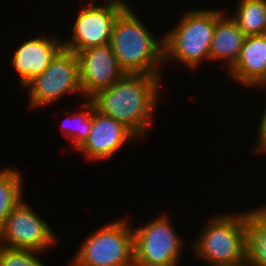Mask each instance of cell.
Returning <instances> with one entry per match:
<instances>
[{
  "label": "cell",
  "mask_w": 266,
  "mask_h": 266,
  "mask_svg": "<svg viewBox=\"0 0 266 266\" xmlns=\"http://www.w3.org/2000/svg\"><path fill=\"white\" fill-rule=\"evenodd\" d=\"M130 6L118 15L114 23L110 42L113 54L126 74L160 76L166 65L164 35L157 39Z\"/></svg>",
  "instance_id": "obj_2"
},
{
  "label": "cell",
  "mask_w": 266,
  "mask_h": 266,
  "mask_svg": "<svg viewBox=\"0 0 266 266\" xmlns=\"http://www.w3.org/2000/svg\"><path fill=\"white\" fill-rule=\"evenodd\" d=\"M263 112L261 117H260V121H259V125L257 128V135H256V141H255V147L253 149L254 153H259V155H264L266 154V103H265V107L264 110L261 111Z\"/></svg>",
  "instance_id": "obj_20"
},
{
  "label": "cell",
  "mask_w": 266,
  "mask_h": 266,
  "mask_svg": "<svg viewBox=\"0 0 266 266\" xmlns=\"http://www.w3.org/2000/svg\"><path fill=\"white\" fill-rule=\"evenodd\" d=\"M213 216L200 228V234L189 245L193 257L202 260L207 266L233 265L246 261L245 212H223Z\"/></svg>",
  "instance_id": "obj_4"
},
{
  "label": "cell",
  "mask_w": 266,
  "mask_h": 266,
  "mask_svg": "<svg viewBox=\"0 0 266 266\" xmlns=\"http://www.w3.org/2000/svg\"><path fill=\"white\" fill-rule=\"evenodd\" d=\"M230 17L246 35L266 34V0H238Z\"/></svg>",
  "instance_id": "obj_16"
},
{
  "label": "cell",
  "mask_w": 266,
  "mask_h": 266,
  "mask_svg": "<svg viewBox=\"0 0 266 266\" xmlns=\"http://www.w3.org/2000/svg\"><path fill=\"white\" fill-rule=\"evenodd\" d=\"M215 266H250V265L247 263V261H244L233 265H215Z\"/></svg>",
  "instance_id": "obj_22"
},
{
  "label": "cell",
  "mask_w": 266,
  "mask_h": 266,
  "mask_svg": "<svg viewBox=\"0 0 266 266\" xmlns=\"http://www.w3.org/2000/svg\"><path fill=\"white\" fill-rule=\"evenodd\" d=\"M139 138L123 123L97 111L93 104L92 126L88 137L76 149L90 161L109 160L127 142Z\"/></svg>",
  "instance_id": "obj_10"
},
{
  "label": "cell",
  "mask_w": 266,
  "mask_h": 266,
  "mask_svg": "<svg viewBox=\"0 0 266 266\" xmlns=\"http://www.w3.org/2000/svg\"><path fill=\"white\" fill-rule=\"evenodd\" d=\"M246 261L250 266H266V209L245 211Z\"/></svg>",
  "instance_id": "obj_15"
},
{
  "label": "cell",
  "mask_w": 266,
  "mask_h": 266,
  "mask_svg": "<svg viewBox=\"0 0 266 266\" xmlns=\"http://www.w3.org/2000/svg\"><path fill=\"white\" fill-rule=\"evenodd\" d=\"M224 10L191 8L182 12L175 26L164 34V62L177 61L194 72L210 61L215 23Z\"/></svg>",
  "instance_id": "obj_3"
},
{
  "label": "cell",
  "mask_w": 266,
  "mask_h": 266,
  "mask_svg": "<svg viewBox=\"0 0 266 266\" xmlns=\"http://www.w3.org/2000/svg\"><path fill=\"white\" fill-rule=\"evenodd\" d=\"M115 219L86 236L69 266H134L133 227Z\"/></svg>",
  "instance_id": "obj_5"
},
{
  "label": "cell",
  "mask_w": 266,
  "mask_h": 266,
  "mask_svg": "<svg viewBox=\"0 0 266 266\" xmlns=\"http://www.w3.org/2000/svg\"><path fill=\"white\" fill-rule=\"evenodd\" d=\"M87 4L81 6L75 17L71 39L62 40L64 49L75 54L92 47L110 44L114 23L118 15L129 5L126 1H104L97 4L91 0Z\"/></svg>",
  "instance_id": "obj_8"
},
{
  "label": "cell",
  "mask_w": 266,
  "mask_h": 266,
  "mask_svg": "<svg viewBox=\"0 0 266 266\" xmlns=\"http://www.w3.org/2000/svg\"><path fill=\"white\" fill-rule=\"evenodd\" d=\"M42 254L43 252L0 246V266H47L40 259Z\"/></svg>",
  "instance_id": "obj_19"
},
{
  "label": "cell",
  "mask_w": 266,
  "mask_h": 266,
  "mask_svg": "<svg viewBox=\"0 0 266 266\" xmlns=\"http://www.w3.org/2000/svg\"><path fill=\"white\" fill-rule=\"evenodd\" d=\"M227 73L236 83L253 89L266 74V34L246 36L236 63Z\"/></svg>",
  "instance_id": "obj_13"
},
{
  "label": "cell",
  "mask_w": 266,
  "mask_h": 266,
  "mask_svg": "<svg viewBox=\"0 0 266 266\" xmlns=\"http://www.w3.org/2000/svg\"><path fill=\"white\" fill-rule=\"evenodd\" d=\"M79 112H65V122L61 124L63 136L71 141L72 149H76L88 137L92 126L93 103L89 99L82 101ZM70 113V114H69Z\"/></svg>",
  "instance_id": "obj_18"
},
{
  "label": "cell",
  "mask_w": 266,
  "mask_h": 266,
  "mask_svg": "<svg viewBox=\"0 0 266 266\" xmlns=\"http://www.w3.org/2000/svg\"><path fill=\"white\" fill-rule=\"evenodd\" d=\"M264 155H266V154H264ZM258 207L266 209V205L265 204H263L262 206H258Z\"/></svg>",
  "instance_id": "obj_23"
},
{
  "label": "cell",
  "mask_w": 266,
  "mask_h": 266,
  "mask_svg": "<svg viewBox=\"0 0 266 266\" xmlns=\"http://www.w3.org/2000/svg\"><path fill=\"white\" fill-rule=\"evenodd\" d=\"M92 1H94V0H92ZM103 1H105V0H103ZM106 1H125V0H106Z\"/></svg>",
  "instance_id": "obj_24"
},
{
  "label": "cell",
  "mask_w": 266,
  "mask_h": 266,
  "mask_svg": "<svg viewBox=\"0 0 266 266\" xmlns=\"http://www.w3.org/2000/svg\"><path fill=\"white\" fill-rule=\"evenodd\" d=\"M259 87V88H258ZM261 89V88H263V90L266 92V74H265V76H264V78L253 88V91H254V89Z\"/></svg>",
  "instance_id": "obj_21"
},
{
  "label": "cell",
  "mask_w": 266,
  "mask_h": 266,
  "mask_svg": "<svg viewBox=\"0 0 266 266\" xmlns=\"http://www.w3.org/2000/svg\"><path fill=\"white\" fill-rule=\"evenodd\" d=\"M42 218L22 199L8 214L0 230V246L43 253L50 250L58 238L49 222Z\"/></svg>",
  "instance_id": "obj_9"
},
{
  "label": "cell",
  "mask_w": 266,
  "mask_h": 266,
  "mask_svg": "<svg viewBox=\"0 0 266 266\" xmlns=\"http://www.w3.org/2000/svg\"><path fill=\"white\" fill-rule=\"evenodd\" d=\"M172 224L165 212L133 228L134 266L180 265L185 243Z\"/></svg>",
  "instance_id": "obj_6"
},
{
  "label": "cell",
  "mask_w": 266,
  "mask_h": 266,
  "mask_svg": "<svg viewBox=\"0 0 266 266\" xmlns=\"http://www.w3.org/2000/svg\"><path fill=\"white\" fill-rule=\"evenodd\" d=\"M24 88L29 91L28 107L31 110H44L45 106L53 105L66 94L83 97L77 54L63 49L50 65Z\"/></svg>",
  "instance_id": "obj_7"
},
{
  "label": "cell",
  "mask_w": 266,
  "mask_h": 266,
  "mask_svg": "<svg viewBox=\"0 0 266 266\" xmlns=\"http://www.w3.org/2000/svg\"><path fill=\"white\" fill-rule=\"evenodd\" d=\"M23 185V176L18 168L0 169V230L8 214L24 199Z\"/></svg>",
  "instance_id": "obj_17"
},
{
  "label": "cell",
  "mask_w": 266,
  "mask_h": 266,
  "mask_svg": "<svg viewBox=\"0 0 266 266\" xmlns=\"http://www.w3.org/2000/svg\"><path fill=\"white\" fill-rule=\"evenodd\" d=\"M162 78L125 74L118 82L98 91L89 100L97 111L123 123L142 139L150 129L161 97Z\"/></svg>",
  "instance_id": "obj_1"
},
{
  "label": "cell",
  "mask_w": 266,
  "mask_h": 266,
  "mask_svg": "<svg viewBox=\"0 0 266 266\" xmlns=\"http://www.w3.org/2000/svg\"><path fill=\"white\" fill-rule=\"evenodd\" d=\"M40 33L19 44L13 52L10 65L19 76L20 87H24L41 74L64 49L60 35L46 36Z\"/></svg>",
  "instance_id": "obj_12"
},
{
  "label": "cell",
  "mask_w": 266,
  "mask_h": 266,
  "mask_svg": "<svg viewBox=\"0 0 266 266\" xmlns=\"http://www.w3.org/2000/svg\"><path fill=\"white\" fill-rule=\"evenodd\" d=\"M246 35L225 11L215 23L210 62L225 61L228 71L237 61Z\"/></svg>",
  "instance_id": "obj_14"
},
{
  "label": "cell",
  "mask_w": 266,
  "mask_h": 266,
  "mask_svg": "<svg viewBox=\"0 0 266 266\" xmlns=\"http://www.w3.org/2000/svg\"><path fill=\"white\" fill-rule=\"evenodd\" d=\"M82 99H90L98 91L118 82L126 73L120 68L110 44L77 53Z\"/></svg>",
  "instance_id": "obj_11"
}]
</instances>
